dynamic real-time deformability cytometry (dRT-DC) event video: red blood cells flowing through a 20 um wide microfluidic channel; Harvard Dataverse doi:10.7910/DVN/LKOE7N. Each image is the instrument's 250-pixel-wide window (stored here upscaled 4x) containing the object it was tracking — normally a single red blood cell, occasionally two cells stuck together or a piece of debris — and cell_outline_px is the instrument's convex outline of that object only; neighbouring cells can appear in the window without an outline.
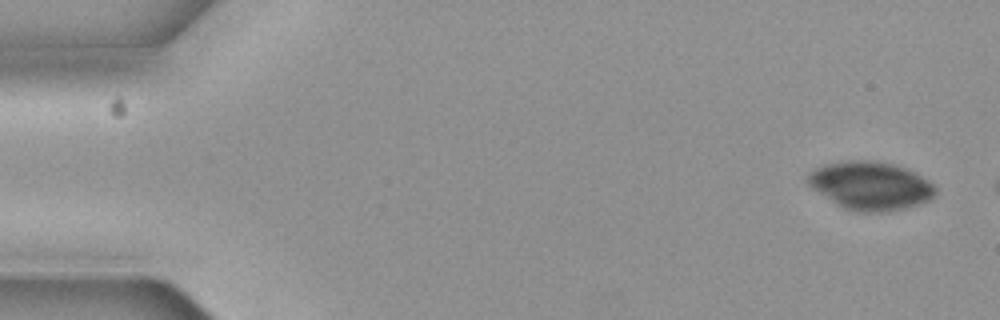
{"species": "common noctule bat (a hibernating species)", "species_latin": "Nyctalus noctula", "temperature_condition": "cold", "stored_images_in_passage": 3, "camera_frame_rate_fps": 3000, "um_per_image_px": 0.085, "animal": {"sex": "female", "body_mass_g": 19.3, "forearm_length_mm": 54.1}, "frame": {"image": 1, "passage_image": 1, "time_ms": 0.0, "image_size_px": [1000, 320], "cell_outline_px": [[936, 192], [932, 200], [908, 208], [888, 212], [856, 212], [844, 208], [812, 188], [808, 184], [808, 176], [816, 168], [824, 164], [840, 160], [876, 160], [896, 164], [908, 168], [928, 180], [936, 188]], "centroid_in_image_um": [74.05, 15.78], "position_along_channel_um": 11.0, "area_um2": 36.3}}